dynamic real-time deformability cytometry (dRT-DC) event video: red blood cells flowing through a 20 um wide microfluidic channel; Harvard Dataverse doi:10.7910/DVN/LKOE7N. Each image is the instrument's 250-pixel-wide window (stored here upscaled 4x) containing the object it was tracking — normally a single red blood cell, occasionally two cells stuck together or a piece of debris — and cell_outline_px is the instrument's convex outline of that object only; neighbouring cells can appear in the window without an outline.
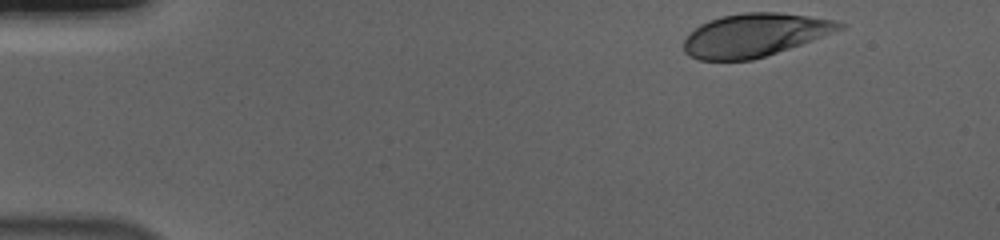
{"species": "human", "species_latin": "Homo sapiens", "temperature_condition": "cold", "stored_images_in_passage": 43, "camera_frame_rate_fps": 3000, "um_per_image_px": 0.085, "donor": {"sex": "male"}, "frame": {"image": 1, "passage_image": 1, "time_ms": 0.0, "image_size_px": [1000, 240], "cell_outline_px": [[844, 28], [812, 40], [752, 60], [700, 60], [688, 56], [684, 52], [684, 40], [700, 24], [708, 20], [720, 16], [744, 12], [780, 12], [808, 16], [832, 20], [844, 24]], "centroid_in_image_um": [64.1, 2.97], "position_along_channel_um": 20.9, "area_um2": 38.73}}
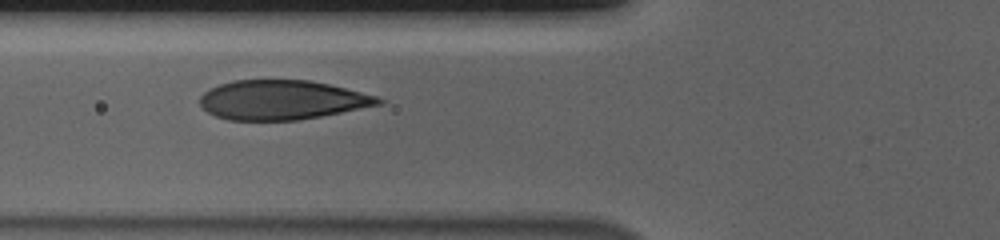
{"frame": {"image": 2, "passage_image": 16, "time_ms": 5.0, "image_size_px": [1000, 240], "cell_outline_px": [[384, 104], [320, 116], [296, 120], [228, 120], [216, 116], [208, 112], [200, 104], [200, 96], [208, 88], [232, 80], [308, 80], [328, 84], [376, 96], [384, 100]], "centroid_in_image_um": [23.94, 8.49], "position_along_channel_um": 101.9, "area_um2": 40.81}}
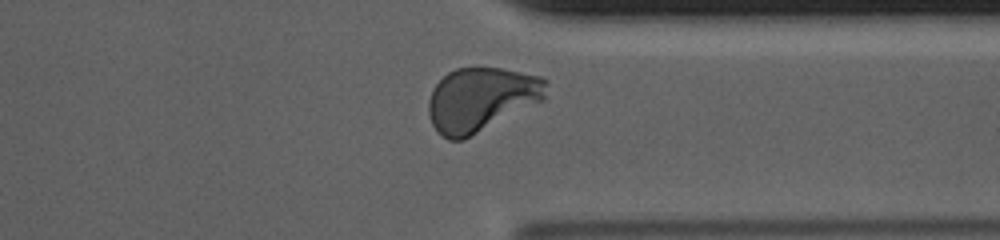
{"frame": {"image": 3, "passage_image": 38, "time_ms": 12.333, "image_size_px": [1000, 240], "cell_outline_px": [[548, 80], [544, 100], [464, 140], [448, 140], [440, 136], [436, 132], [432, 124], [428, 112], [428, 100], [432, 88], [448, 72], [456, 68], [500, 68], [540, 76]], "centroid_in_image_um": [40.88, 8.46], "position_along_channel_um": 370.5, "area_um2": 44.16}, "authors_computed_cell_mechanics": {"area_um2": 42.0206, "velocity_mm_per_s": 3.6758, "shape_relaxation_time_tau1_ms": 2.8365, "shape_relaxation_time_tau2_ms": null, "deformation_change_tau1": 0.1626, "deformation_change_tau2": null}}